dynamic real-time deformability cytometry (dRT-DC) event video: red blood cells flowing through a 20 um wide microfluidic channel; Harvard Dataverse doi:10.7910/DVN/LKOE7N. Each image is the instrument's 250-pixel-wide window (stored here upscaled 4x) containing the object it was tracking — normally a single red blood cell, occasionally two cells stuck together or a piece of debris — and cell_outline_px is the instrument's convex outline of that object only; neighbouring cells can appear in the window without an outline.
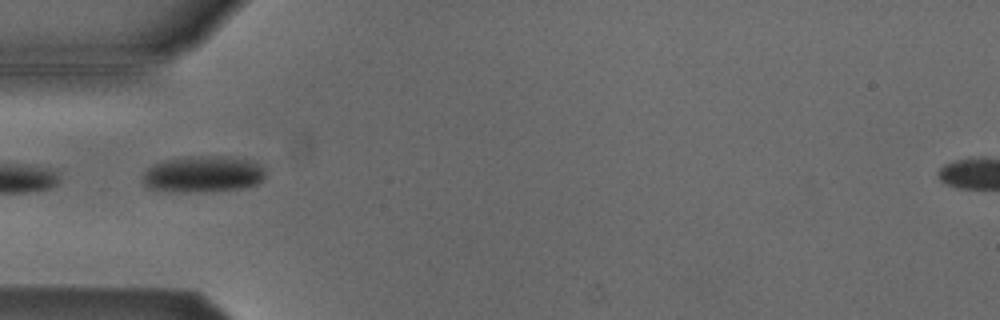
{"species": "Egyptian fruit bat (a non-hibernating species)", "species_latin": "Rousettus aegyptiacus", "temperature_condition": "cold", "stored_images_in_passage": 8, "camera_frame_rate_fps": 3000, "um_per_image_px": 0.085, "animal": {"sex": "male"}, "frame": {"image": 1, "passage_image": 1, "time_ms": 0.0, "image_size_px": [1000, 320], "cell_outline_px": [[264, 176], [256, 184], [240, 188], [204, 192], [168, 192], [148, 188], [144, 184], [144, 172], [148, 168], [156, 164], [168, 160], [188, 156], [224, 156], [252, 160], [260, 164], [264, 168]], "centroid_in_image_um": [17.26, 14.81], "position_along_channel_um": 67.7, "area_um2": 26.01}}